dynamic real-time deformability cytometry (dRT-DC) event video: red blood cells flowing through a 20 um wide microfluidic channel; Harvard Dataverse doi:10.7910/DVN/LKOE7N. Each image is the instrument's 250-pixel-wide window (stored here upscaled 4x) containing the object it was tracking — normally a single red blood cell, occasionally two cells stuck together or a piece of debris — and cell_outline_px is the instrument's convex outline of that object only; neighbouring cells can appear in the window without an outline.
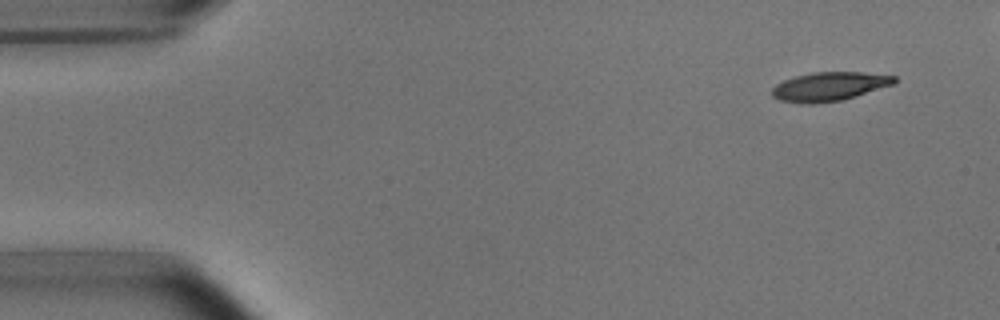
{"species": "common noctule bat (a hibernating species)", "species_latin": "Nyctalus noctula", "temperature_condition": "room temperature", "stored_images_in_passage": 7, "camera_frame_rate_fps": 3000, "um_per_image_px": 0.085, "animal": {"sex": "male", "body_mass_g": 15.6}, "frame": {"image": 1, "passage_image": 1, "time_ms": 0.0, "image_size_px": [1000, 320], "cell_outline_px": [[896, 80], [892, 84], [856, 96], [840, 100], [812, 104], [804, 104], [780, 100], [772, 96], [772, 88], [776, 84], [784, 80], [796, 76], [812, 72], [864, 72], [896, 76]], "centroid_in_image_um": [70.46, 7.35], "position_along_channel_um": 14.5, "area_um2": 20.4}}
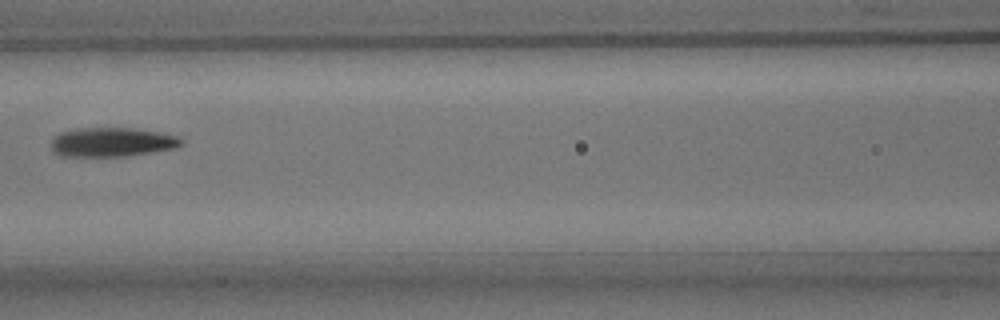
{"frame": {"image": 2, "passage_image": 6, "time_ms": 6.667, "image_size_px": [1000, 320], "cell_outline_px": [[184, 144], [172, 148], [152, 152], [124, 156], [60, 156], [52, 148], [52, 136], [60, 132], [76, 128], [128, 128], [160, 132], [176, 136], [184, 140]], "centroid_in_image_um": [9.49, 12.07], "position_along_channel_um": 157.1, "area_um2": 22.02}}
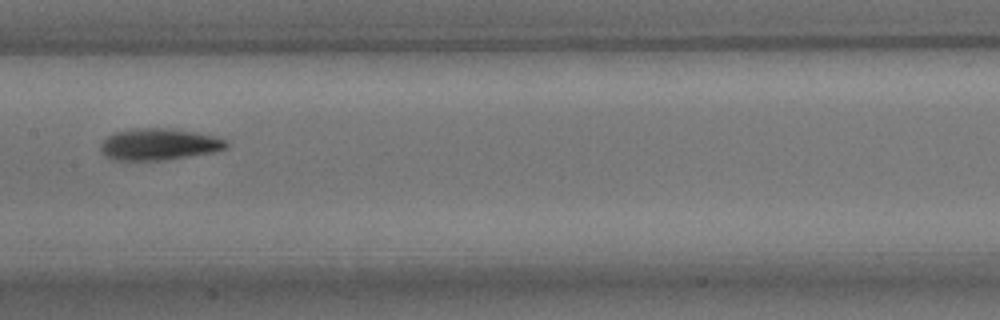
{"frame": {"image": 3, "passage_image": 7, "time_ms": 7.667, "image_size_px": [1000, 320], "cell_outline_px": [[228, 148], [216, 152], [164, 160], [120, 160], [104, 156], [100, 148], [100, 144], [112, 132], [128, 128], [176, 128], [196, 132], [212, 136], [224, 140], [228, 144]], "centroid_in_image_um": [13.5, 12.25], "position_along_channel_um": 193.9, "area_um2": 23.41}}